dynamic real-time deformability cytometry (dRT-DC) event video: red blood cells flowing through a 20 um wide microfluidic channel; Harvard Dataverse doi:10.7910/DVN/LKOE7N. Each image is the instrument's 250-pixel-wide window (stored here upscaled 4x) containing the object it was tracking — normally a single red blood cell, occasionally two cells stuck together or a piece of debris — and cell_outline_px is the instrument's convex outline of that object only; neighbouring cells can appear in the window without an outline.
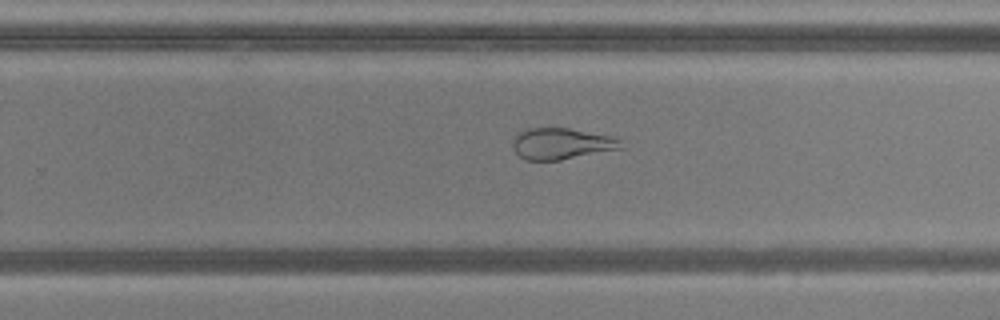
{"species": "common noctule bat (a hibernating species)", "species_latin": "Nyctalus noctula", "temperature_condition": "warm", "stored_images_in_passage": 51, "camera_frame_rate_fps": 3000, "um_per_image_px": 0.085, "animal": {"sex": "male", "body_mass_g": 20.5, "forearm_length_mm": 52.5}, "frame": {"image": 1, "passage_image": 32, "time_ms": 10.333, "image_size_px": [1000, 320], "cell_outline_px": [[624, 148], [560, 160], [524, 160], [512, 148], [512, 140], [524, 128], [568, 128], [608, 136], [620, 140]], "centroid_in_image_um": [47.68, 12.22], "position_along_channel_um": 282.1, "area_um2": 19.59}}
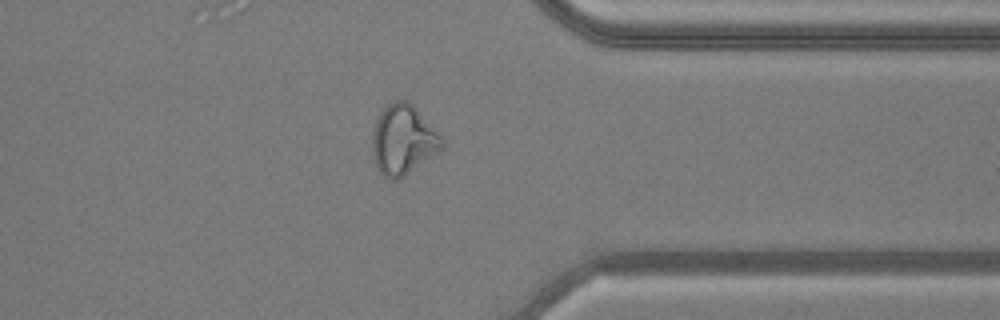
{"frame": {"image": 2, "passage_image": 40, "time_ms": 13.0, "image_size_px": [1000, 320], "cell_outline_px": [[444, 148], [396, 180], [388, 180], [380, 172], [372, 156], [372, 132], [376, 120], [380, 112], [392, 100], [408, 100], [444, 136]], "centroid_in_image_um": [34.28, 11.85], "position_along_channel_um": 377.1, "area_um2": 28.5}}
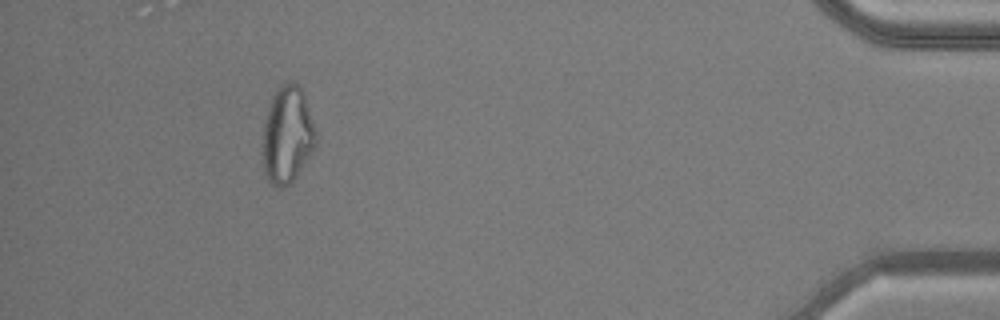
{"frame": {"image": 3, "passage_image": 47, "time_ms": 15.333, "image_size_px": [1000, 320], "cell_outline_px": [[316, 148], [296, 176], [288, 184], [280, 188], [276, 188], [268, 180], [264, 172], [264, 120], [272, 96], [280, 84], [288, 80], [292, 80], [300, 84], [304, 92], [316, 128]], "centroid_in_image_um": [24.46, 11.4], "position_along_channel_um": 410.7, "area_um2": 30.4}, "authors_computed_cell_mechanics": {"area_um2": 28.4954, "velocity_mm_per_s": 3.8688, "shape_relaxation_time_tau1_ms": null, "shape_relaxation_time_tau2_ms": 1.5102, "deformation_change_tau1": null, "deformation_change_tau2": 0.0835}}